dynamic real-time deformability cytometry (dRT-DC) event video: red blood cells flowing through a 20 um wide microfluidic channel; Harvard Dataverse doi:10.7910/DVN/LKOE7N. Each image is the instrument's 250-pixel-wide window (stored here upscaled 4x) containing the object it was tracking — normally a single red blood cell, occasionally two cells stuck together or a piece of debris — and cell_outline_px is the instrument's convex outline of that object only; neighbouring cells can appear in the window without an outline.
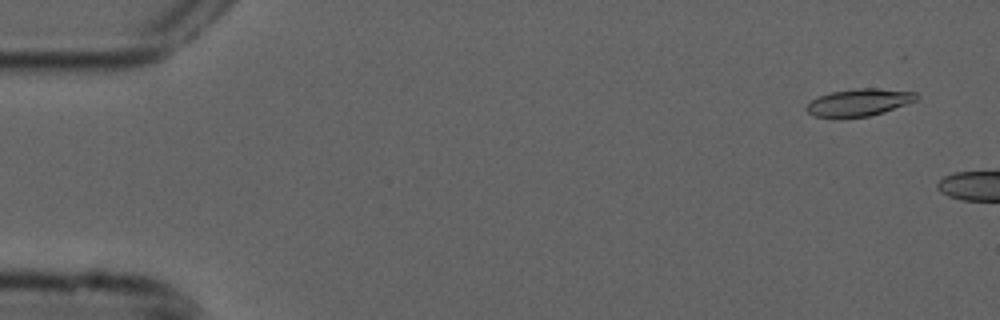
{"species": "common noctule bat (a hibernating species)", "species_latin": "Nyctalus noctula", "temperature_condition": "cold", "stored_images_in_passage": 6, "camera_frame_rate_fps": 3000, "um_per_image_px": 0.085, "animal": {"sex": "male", "forearm_length_mm": 52.5}, "frame": {"image": 1, "passage_image": 1, "time_ms": 0.0, "image_size_px": [1000, 320], "cell_outline_px": [[920, 96], [916, 100], [884, 112], [868, 116], [816, 116], [808, 112], [804, 108], [812, 100], [820, 96], [832, 92], [856, 88], [876, 88], [916, 92]], "centroid_in_image_um": [73.06, 8.68], "position_along_channel_um": 11.9, "area_um2": 16.99}}